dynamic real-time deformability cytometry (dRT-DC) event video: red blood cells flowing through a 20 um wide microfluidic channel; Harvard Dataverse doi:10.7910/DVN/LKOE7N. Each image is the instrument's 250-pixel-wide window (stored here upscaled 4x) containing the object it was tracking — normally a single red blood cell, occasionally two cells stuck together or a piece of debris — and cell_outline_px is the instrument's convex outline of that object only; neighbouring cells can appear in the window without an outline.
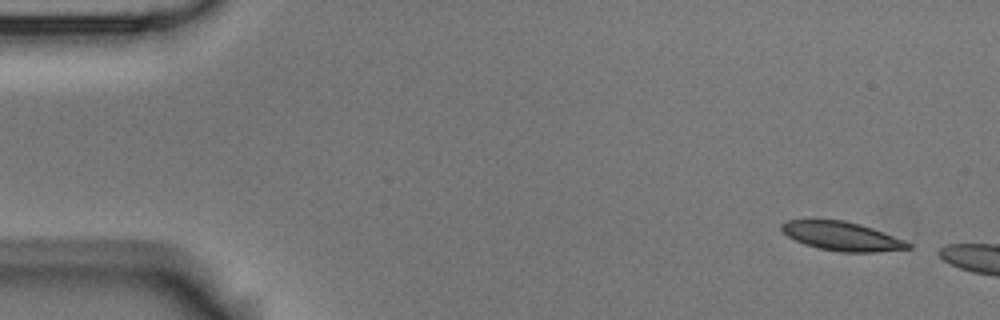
{"species": "Egyptian fruit bat (a non-hibernating species)", "species_latin": "Rousettus aegyptiacus", "temperature_condition": "room temperature", "stored_images_in_passage": 3, "camera_frame_rate_fps": 3000, "um_per_image_px": 0.085, "animal": {"sex": "male"}, "frame": {"image": 1, "passage_image": 1, "time_ms": 0.0, "image_size_px": [1000, 320], "cell_outline_px": [[912, 248], [876, 252], [840, 252], [820, 248], [804, 244], [788, 236], [780, 228], [780, 224], [788, 220], [844, 220], [860, 224], [872, 228], [904, 240], [912, 244]], "centroid_in_image_um": [71.57, 20.08], "position_along_channel_um": 13.4, "area_um2": 21.1}}